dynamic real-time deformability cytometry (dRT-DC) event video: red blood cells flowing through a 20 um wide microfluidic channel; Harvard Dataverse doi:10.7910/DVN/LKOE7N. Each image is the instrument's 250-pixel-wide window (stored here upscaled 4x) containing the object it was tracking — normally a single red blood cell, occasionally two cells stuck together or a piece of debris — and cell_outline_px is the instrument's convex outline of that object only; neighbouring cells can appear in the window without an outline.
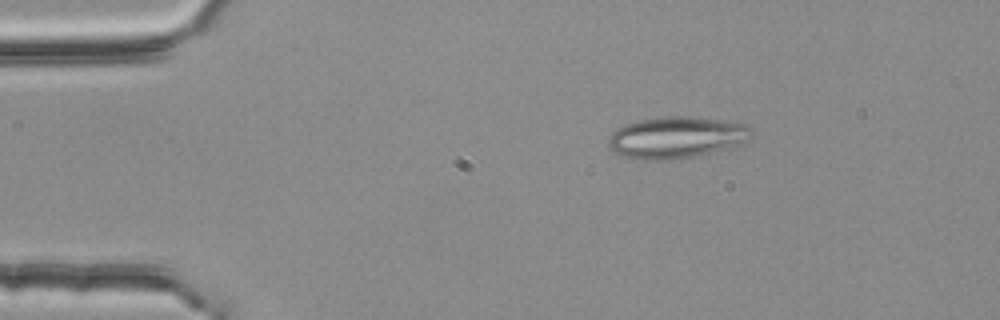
{"species": "common noctule bat (a hibernating species)", "species_latin": "Nyctalus noctula", "temperature_condition": "room temperature", "stored_images_in_passage": 47, "segment_of_instrument_passage": [1, 2], "camera_frame_rate_fps": 3000, "um_per_image_px": 0.085, "animal": {"sex": "female", "body_mass_g": 25.1}, "frame": {"image": 1, "passage_image": 2, "time_ms": 0.333, "image_size_px": [1000, 320], "cell_outline_px": [[752, 136], [748, 140], [736, 144], [696, 156], [672, 160], [644, 160], [628, 156], [616, 152], [608, 144], [608, 140], [612, 132], [628, 124], [640, 120], [668, 116], [688, 116], [720, 120], [744, 124], [752, 132]], "centroid_in_image_um": [57.48, 11.68], "position_along_channel_um": 27.5, "area_um2": 33.81}}